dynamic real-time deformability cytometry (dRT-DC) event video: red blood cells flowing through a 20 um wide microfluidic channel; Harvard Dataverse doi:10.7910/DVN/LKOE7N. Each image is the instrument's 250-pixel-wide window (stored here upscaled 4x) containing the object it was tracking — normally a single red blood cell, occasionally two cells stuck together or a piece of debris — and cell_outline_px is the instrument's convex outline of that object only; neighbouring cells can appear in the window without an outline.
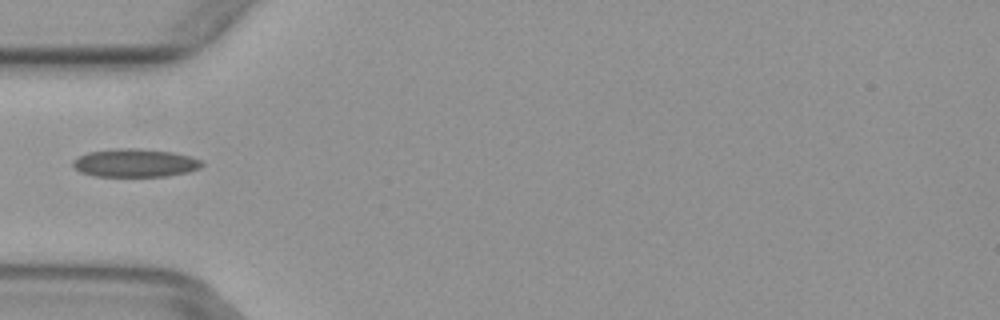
{"species": "common noctule bat (a hibernating species)", "species_latin": "Nyctalus noctula", "temperature_condition": "warm", "stored_images_in_passage": 5, "camera_frame_rate_fps": 3000, "um_per_image_px": 0.085, "animal": {"sex": "female", "body_mass_g": 29.2, "forearm_length_mm": 56.3}, "frame": {"image": 1, "passage_image": 5, "time_ms": 1.333, "image_size_px": [1000, 320], "cell_outline_px": [[204, 164], [200, 168], [188, 172], [168, 176], [96, 176], [80, 172], [72, 164], [72, 160], [88, 152], [116, 148], [140, 148], [172, 152], [188, 156], [200, 160]], "centroid_in_image_um": [11.48, 13.85], "position_along_channel_um": 73.5, "area_um2": 21.15}}